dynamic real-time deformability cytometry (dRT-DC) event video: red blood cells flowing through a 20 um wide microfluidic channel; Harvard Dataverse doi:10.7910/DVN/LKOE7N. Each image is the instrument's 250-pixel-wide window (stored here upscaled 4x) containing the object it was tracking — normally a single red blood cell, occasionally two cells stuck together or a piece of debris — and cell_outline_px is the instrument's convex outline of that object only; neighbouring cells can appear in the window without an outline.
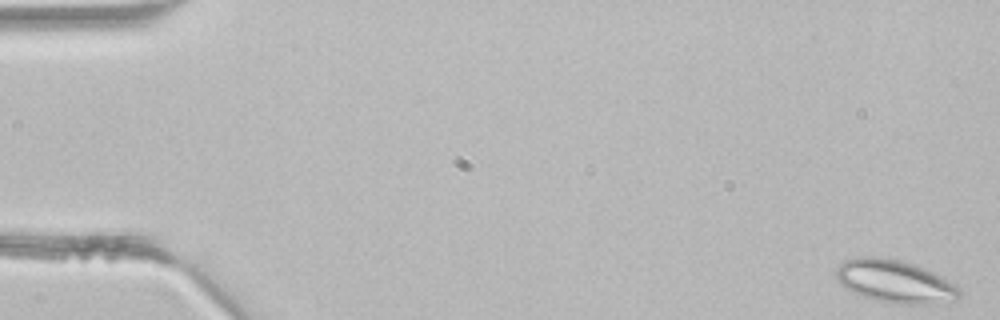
{"species": "common noctule bat (a hibernating species)", "species_latin": "Nyctalus noctula", "temperature_condition": "room temperature", "stored_images_in_passage": 4, "camera_frame_rate_fps": 3000, "um_per_image_px": 0.085, "animal": {"sex": "male", "body_mass_g": 21.5, "forearm_length_mm": 52.0}, "frame": {"image": 1, "passage_image": 1, "time_ms": 0.0, "image_size_px": [1000, 320], "cell_outline_px": [[960, 296], [956, 300], [940, 304], [896, 304], [876, 300], [852, 292], [844, 288], [836, 280], [836, 268], [844, 260], [856, 256], [876, 256], [900, 260], [924, 268], [956, 284], [960, 292]], "centroid_in_image_um": [76.04, 23.92], "position_along_channel_um": 9.0, "area_um2": 31.04}}